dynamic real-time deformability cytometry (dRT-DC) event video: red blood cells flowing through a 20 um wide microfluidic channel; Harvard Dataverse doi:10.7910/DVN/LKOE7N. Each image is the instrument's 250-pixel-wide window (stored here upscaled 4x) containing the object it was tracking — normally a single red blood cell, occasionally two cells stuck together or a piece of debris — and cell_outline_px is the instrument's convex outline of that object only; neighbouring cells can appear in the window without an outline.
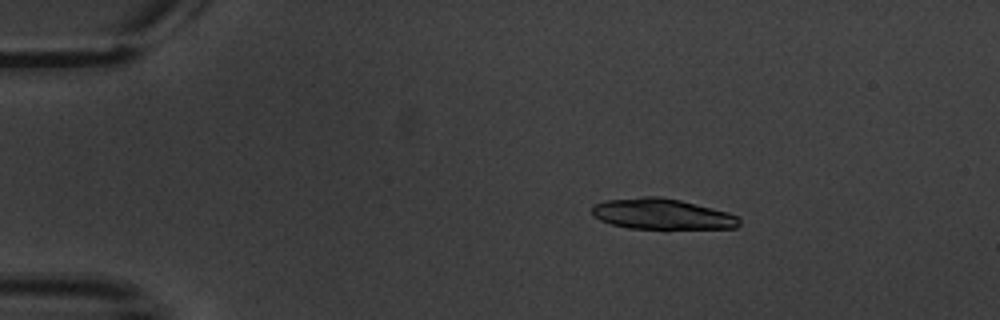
{"species": "common noctule bat (a hibernating species)", "species_latin": "Nyctalus noctula", "temperature_condition": "warm", "stored_images_in_passage": 6, "camera_frame_rate_fps": 3000, "um_per_image_px": 0.085, "animal": {"sex": "male", "body_mass_g": 20.1, "forearm_length_mm": 53.5}, "frame": {"image": 1, "passage_image": 3, "time_ms": 2.333, "image_size_px": [1000, 320], "cell_outline_px": [[740, 224], [736, 228], [628, 228], [612, 224], [600, 220], [592, 216], [592, 204], [604, 200], [644, 196], [660, 196], [680, 200], [728, 212], [736, 216], [740, 220]], "centroid_in_image_um": [56.22, 18.18], "position_along_channel_um": 28.8, "area_um2": 26.3}}